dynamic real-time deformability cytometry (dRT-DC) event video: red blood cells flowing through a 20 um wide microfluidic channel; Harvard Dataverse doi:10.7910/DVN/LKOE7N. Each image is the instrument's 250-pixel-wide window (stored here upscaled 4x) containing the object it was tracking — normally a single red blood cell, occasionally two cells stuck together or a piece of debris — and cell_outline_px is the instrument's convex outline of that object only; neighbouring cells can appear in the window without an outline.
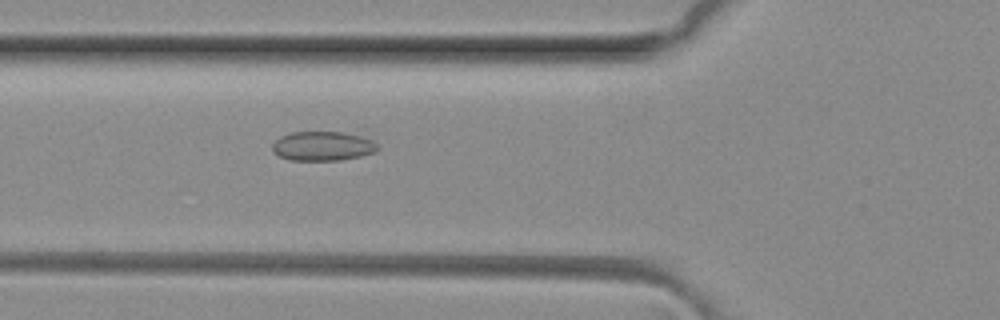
{"species": "common noctule bat (a hibernating species)", "species_latin": "Nyctalus noctula", "temperature_condition": "room temperature", "stored_images_in_passage": 4, "camera_frame_rate_fps": 3000, "um_per_image_px": 0.085, "animal": {"sex": "female", "body_mass_g": 29.2, "forearm_length_mm": 56.3}, "frame": {"image": 1, "passage_image": 4, "time_ms": 1.0, "image_size_px": [1000, 320], "cell_outline_px": [[380, 148], [376, 152], [360, 156], [340, 160], [288, 160], [272, 152], [272, 144], [280, 136], [292, 132], [364, 128]], "centroid_in_image_um": [27.62, 12.31], "position_along_channel_um": 98.2, "area_um2": 19.83}}